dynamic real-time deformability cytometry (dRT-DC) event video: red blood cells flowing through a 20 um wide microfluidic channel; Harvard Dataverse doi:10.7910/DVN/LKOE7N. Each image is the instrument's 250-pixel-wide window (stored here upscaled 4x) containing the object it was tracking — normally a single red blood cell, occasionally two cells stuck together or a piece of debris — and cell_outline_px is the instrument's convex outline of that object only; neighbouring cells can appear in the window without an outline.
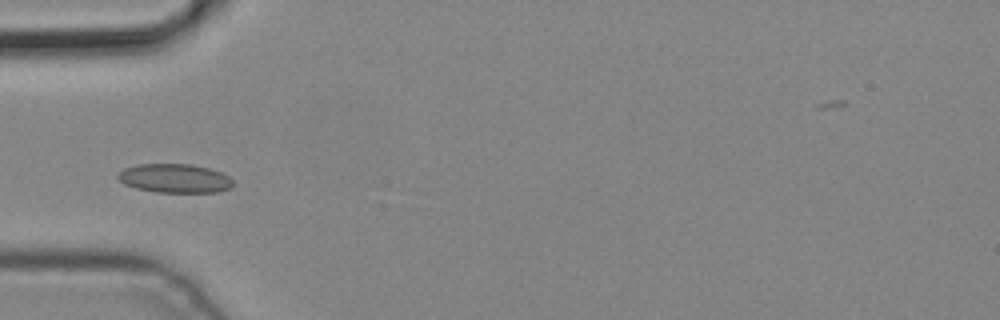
{"species": "common noctule bat (a hibernating species)", "species_latin": "Nyctalus noctula", "temperature_condition": "cold", "stored_images_in_passage": 4, "camera_frame_rate_fps": 3000, "um_per_image_px": 0.085, "animal": {"sex": "male", "body_mass_g": 19.2, "forearm_length_mm": 51.8}, "frame": {"image": 1, "passage_image": 3, "time_ms": 0.667, "image_size_px": [1000, 320], "cell_outline_px": [[236, 184], [232, 188], [216, 192], [156, 192], [136, 188], [124, 184], [116, 176], [124, 168], [136, 164], [192, 164], [208, 168], [220, 172], [228, 176]], "centroid_in_image_um": [14.87, 15.16], "position_along_channel_um": 70.1, "area_um2": 19.48}}
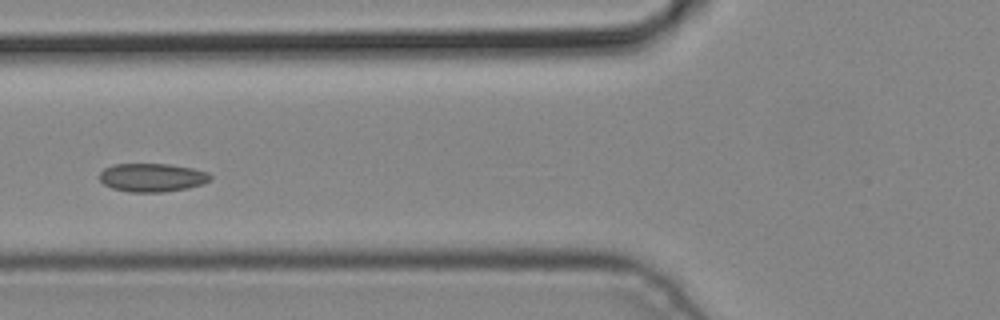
{"frame": {"image": 2, "passage_image": 4, "time_ms": 1.0, "image_size_px": [1000, 320], "cell_outline_px": [[212, 180], [188, 188], [164, 192], [128, 192], [112, 188], [104, 184], [100, 180], [100, 172], [104, 168], [112, 164], [168, 164], [192, 168], [208, 172], [212, 176]], "centroid_in_image_um": [12.93, 15.09], "position_along_channel_um": 112.9, "area_um2": 18.44}}